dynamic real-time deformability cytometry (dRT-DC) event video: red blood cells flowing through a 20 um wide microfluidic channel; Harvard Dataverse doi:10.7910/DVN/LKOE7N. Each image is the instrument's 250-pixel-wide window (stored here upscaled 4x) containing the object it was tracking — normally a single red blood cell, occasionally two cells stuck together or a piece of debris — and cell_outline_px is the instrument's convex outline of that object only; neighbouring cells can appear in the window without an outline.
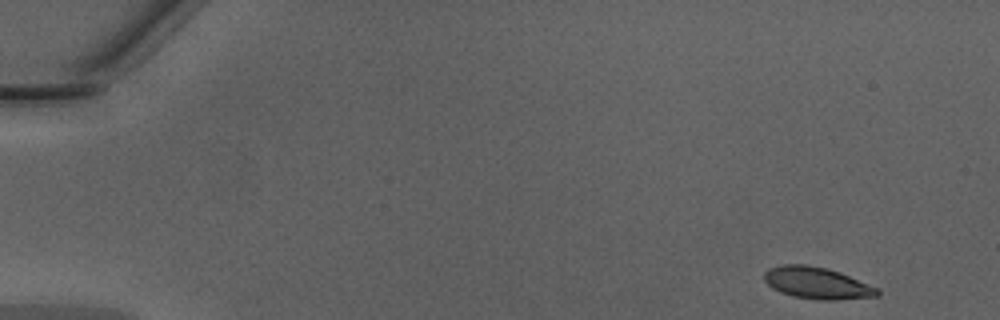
{"species": "Egyptian fruit bat (a non-hibernating species)", "species_latin": "Rousettus aegyptiacus", "temperature_condition": "warm", "stored_images_in_passage": 8, "camera_frame_rate_fps": 3000, "um_per_image_px": 0.085, "animal": {"sex": "male"}, "frame": {"image": 1, "passage_image": 1, "time_ms": 0.0, "image_size_px": [1000, 320], "cell_outline_px": [[880, 296], [836, 300], [820, 300], [792, 296], [780, 292], [772, 288], [764, 280], [764, 272], [768, 268], [780, 264], [804, 264], [828, 268], [840, 272], [880, 288]], "centroid_in_image_um": [69.46, 24.05], "position_along_channel_um": 15.5, "area_um2": 21.27}}